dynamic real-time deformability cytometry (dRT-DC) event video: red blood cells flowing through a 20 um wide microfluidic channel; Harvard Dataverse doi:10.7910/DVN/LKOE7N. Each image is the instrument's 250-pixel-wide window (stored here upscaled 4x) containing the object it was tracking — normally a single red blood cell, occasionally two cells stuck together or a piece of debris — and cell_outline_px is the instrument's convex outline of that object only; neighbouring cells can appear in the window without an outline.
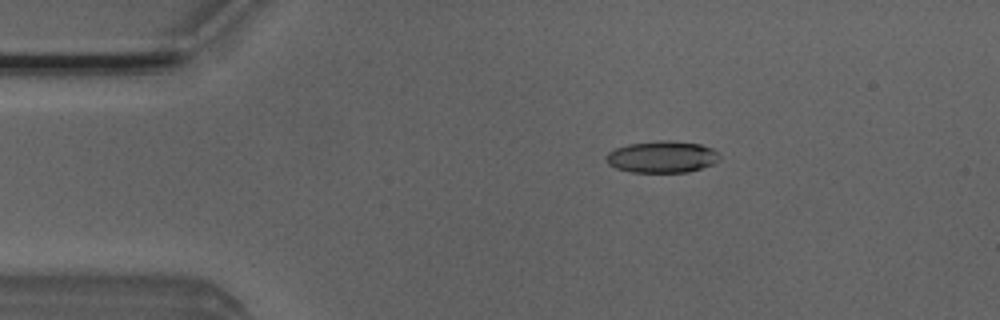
{"species": "Egyptian fruit bat (a non-hibernating species)", "species_latin": "Rousettus aegyptiacus", "temperature_condition": "room temperature", "stored_images_in_passage": 7, "camera_frame_rate_fps": 3000, "um_per_image_px": 0.085, "animal": {"sex": "male"}, "frame": {"image": 1, "passage_image": 1, "time_ms": 0.0, "image_size_px": [1000, 320], "cell_outline_px": [[720, 156], [712, 164], [688, 172], [632, 172], [616, 168], [608, 164], [604, 160], [604, 156], [608, 152], [616, 148], [628, 144], [656, 140], [668, 140], [700, 144], [712, 148]], "centroid_in_image_um": [56.21, 13.32], "position_along_channel_um": 28.8, "area_um2": 20.98}}